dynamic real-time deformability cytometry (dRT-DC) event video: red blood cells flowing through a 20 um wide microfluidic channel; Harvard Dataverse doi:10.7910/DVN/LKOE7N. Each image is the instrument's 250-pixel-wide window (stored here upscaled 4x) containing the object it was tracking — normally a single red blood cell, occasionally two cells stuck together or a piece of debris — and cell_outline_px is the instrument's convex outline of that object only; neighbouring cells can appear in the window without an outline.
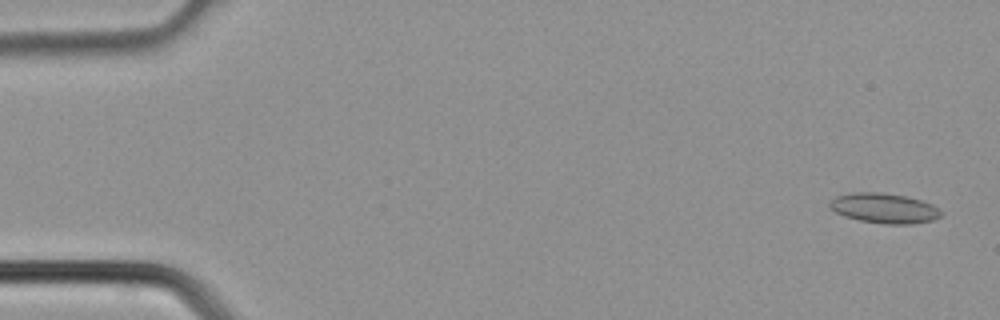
{"species": "common noctule bat (a hibernating species)", "species_latin": "Nyctalus noctula", "temperature_condition": "cold", "stored_images_in_passage": 4, "camera_frame_rate_fps": 3000, "um_per_image_px": 0.085, "animal": {"sex": "male", "body_mass_g": 21.5, "forearm_length_mm": 52.0}, "frame": {"image": 1, "passage_image": 1, "time_ms": 0.0, "image_size_px": [1000, 320], "cell_outline_px": [[944, 212], [940, 216], [932, 220], [912, 224], [884, 224], [860, 220], [844, 216], [836, 212], [828, 204], [836, 196], [852, 192], [880, 192], [904, 196], [920, 200], [932, 204]], "centroid_in_image_um": [75.17, 17.7], "position_along_channel_um": 9.8, "area_um2": 19.36}}